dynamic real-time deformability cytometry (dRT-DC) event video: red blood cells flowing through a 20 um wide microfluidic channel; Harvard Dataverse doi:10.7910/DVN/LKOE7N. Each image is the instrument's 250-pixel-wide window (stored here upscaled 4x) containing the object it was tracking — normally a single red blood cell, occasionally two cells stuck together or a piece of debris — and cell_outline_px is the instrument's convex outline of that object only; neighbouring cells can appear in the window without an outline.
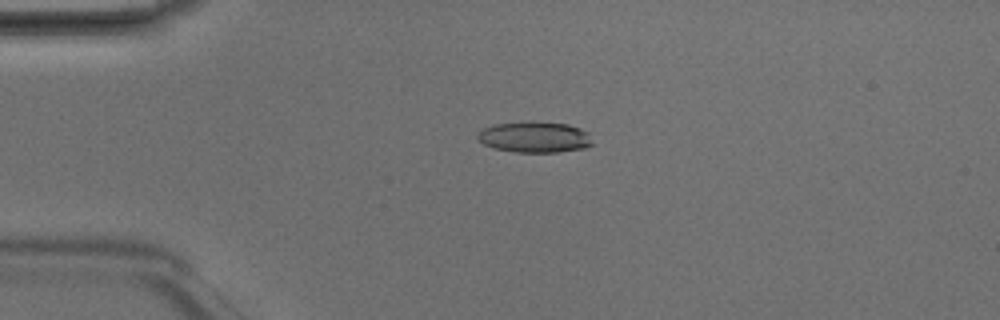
{"species": "Egyptian fruit bat (a non-hibernating species)", "species_latin": "Rousettus aegyptiacus", "temperature_condition": "room temperature", "stored_images_in_passage": 4, "camera_frame_rate_fps": 3000, "um_per_image_px": 0.085, "animal": {"sex": "male"}, "frame": {"image": 1, "passage_image": 4, "time_ms": 1.0, "image_size_px": [1000, 320], "cell_outline_px": [[592, 144], [584, 148], [560, 152], [516, 152], [492, 148], [484, 144], [476, 136], [484, 128], [492, 124], [568, 124], [580, 128], [588, 132]], "centroid_in_image_um": [45.46, 11.7], "position_along_channel_um": 39.5, "area_um2": 19.88}}